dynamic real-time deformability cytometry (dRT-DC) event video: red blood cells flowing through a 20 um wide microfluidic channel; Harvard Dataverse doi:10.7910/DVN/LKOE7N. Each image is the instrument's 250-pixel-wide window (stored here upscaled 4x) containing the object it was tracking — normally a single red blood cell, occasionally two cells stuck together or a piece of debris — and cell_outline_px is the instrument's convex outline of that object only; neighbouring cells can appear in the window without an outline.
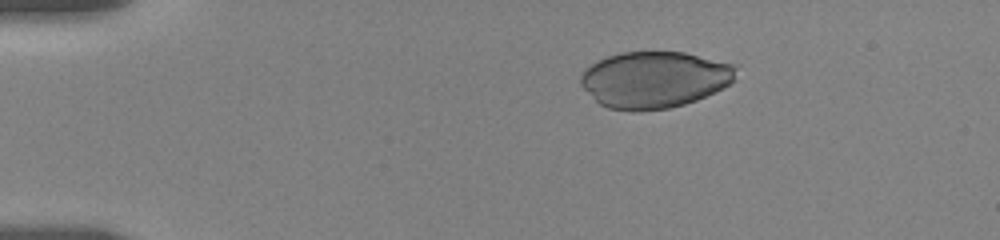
{"species": "human", "species_latin": "Homo sapiens", "temperature_condition": "room temperature", "stored_images_in_passage": 5, "camera_frame_rate_fps": 3000, "um_per_image_px": 0.085, "donor": {"sex": "female"}, "frame": {"image": 1, "passage_image": 3, "time_ms": 2.333, "image_size_px": [1000, 240], "cell_outline_px": [[732, 80], [728, 84], [696, 100], [684, 104], [668, 108], [640, 112], [632, 112], [608, 108], [600, 104], [580, 84], [580, 76], [596, 60], [608, 56], [624, 52], [684, 52], [732, 64]], "centroid_in_image_um": [55.54, 6.78], "position_along_channel_um": 29.5, "area_um2": 50.46}}